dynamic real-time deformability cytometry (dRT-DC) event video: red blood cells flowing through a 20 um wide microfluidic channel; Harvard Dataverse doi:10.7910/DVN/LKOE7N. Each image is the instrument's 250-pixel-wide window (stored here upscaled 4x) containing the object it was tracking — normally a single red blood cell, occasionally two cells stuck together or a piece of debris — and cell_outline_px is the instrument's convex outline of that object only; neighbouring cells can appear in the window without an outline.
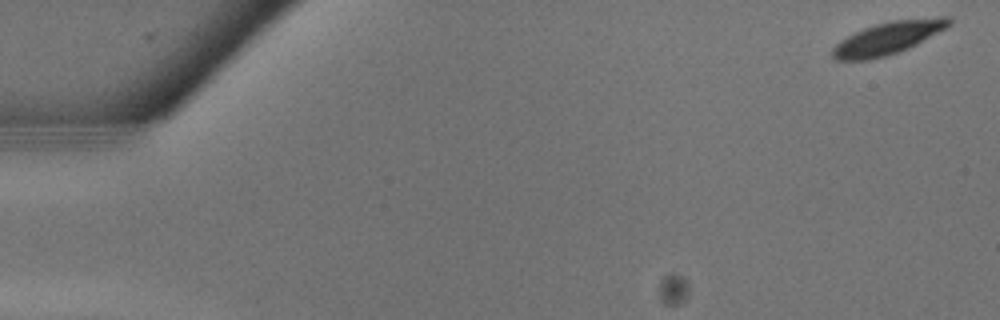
{"species": "common noctule bat (a hibernating species)", "species_latin": "Nyctalus noctula", "temperature_condition": "warm", "stored_images_in_passage": 20, "camera_frame_rate_fps": 3000, "um_per_image_px": 0.085, "animal": {"sex": "male", "body_mass_g": 13.3}, "frame": {"image": 1, "passage_image": 1, "time_ms": 0.0, "image_size_px": [1000, 320], "cell_outline_px": [[952, 24], [916, 44], [908, 48], [884, 56], [868, 60], [836, 60], [832, 56], [832, 48], [840, 40], [864, 28], [876, 24], [892, 20], [940, 16], [948, 16], [952, 20]], "centroid_in_image_um": [75.48, 3.22], "position_along_channel_um": 9.5, "area_um2": 21.85}}
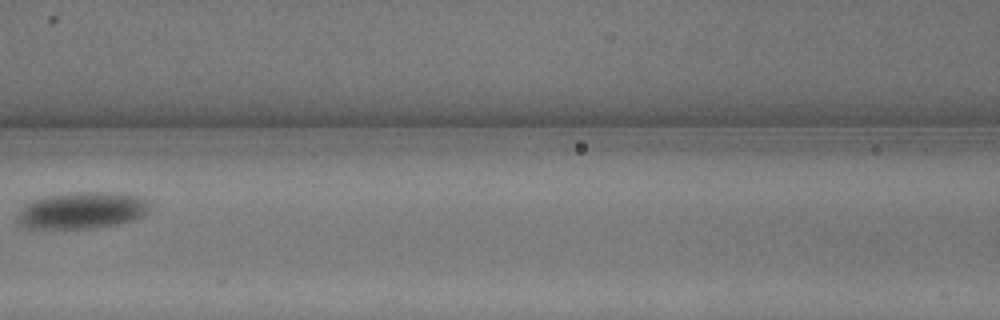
{"frame": {"image": 2, "passage_image": 14, "time_ms": 4.333, "image_size_px": [1000, 320], "cell_outline_px": [[152, 204], [148, 212], [144, 216], [136, 220], [116, 224], [92, 228], [24, 228], [16, 220], [16, 216], [24, 204], [32, 200], [44, 196], [68, 192], [112, 192], [144, 196]], "centroid_in_image_um": [7.01, 17.87], "position_along_channel_um": 159.6, "area_um2": 28.96}}
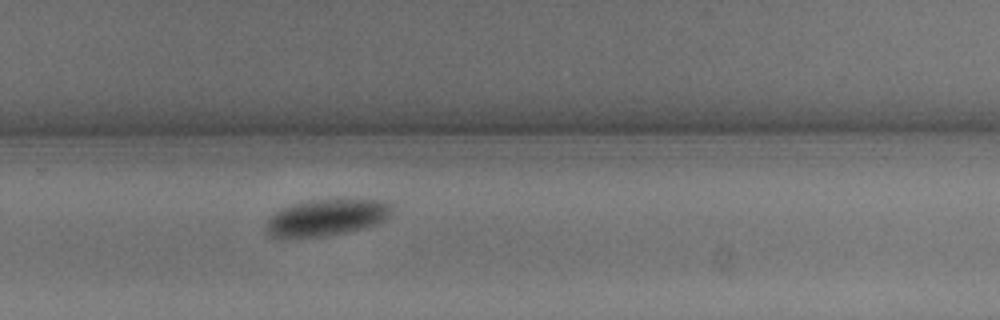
{"frame": {"image": 3, "passage_image": 20, "time_ms": 6.333, "image_size_px": [1000, 320], "cell_outline_px": [[396, 204], [392, 212], [380, 224], [344, 232], [324, 236], [272, 236], [264, 228], [268, 220], [280, 208], [292, 204], [308, 200], [388, 200]], "centroid_in_image_um": [27.85, 18.46], "position_along_channel_um": 302.0, "area_um2": 26.59}}